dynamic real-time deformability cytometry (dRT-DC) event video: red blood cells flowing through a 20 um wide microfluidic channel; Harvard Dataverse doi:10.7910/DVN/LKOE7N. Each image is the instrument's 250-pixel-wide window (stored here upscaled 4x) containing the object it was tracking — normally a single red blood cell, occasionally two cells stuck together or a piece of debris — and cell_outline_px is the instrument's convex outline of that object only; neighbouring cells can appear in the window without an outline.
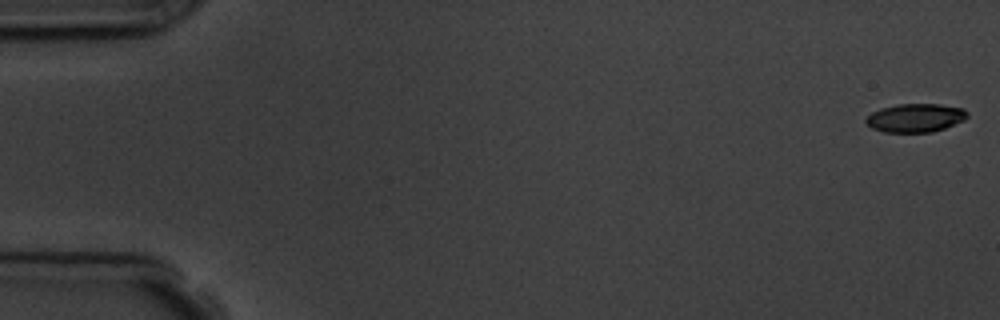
{"species": "common noctule bat (a hibernating species)", "species_latin": "Nyctalus noctula", "temperature_condition": "room temperature", "stored_images_in_passage": 5, "camera_frame_rate_fps": 3000, "um_per_image_px": 0.085, "animal": {"sex": "male", "body_mass_g": 19.5, "forearm_length_mm": 54.6}, "frame": {"image": 1, "passage_image": 1, "time_ms": 0.0, "image_size_px": [1000, 320], "cell_outline_px": [[968, 116], [964, 120], [944, 128], [932, 132], [884, 132], [872, 128], [864, 120], [872, 112], [880, 108], [900, 104], [940, 104], [964, 108], [968, 112]], "centroid_in_image_um": [77.82, 10.01], "position_along_channel_um": 7.2, "area_um2": 16.82}}
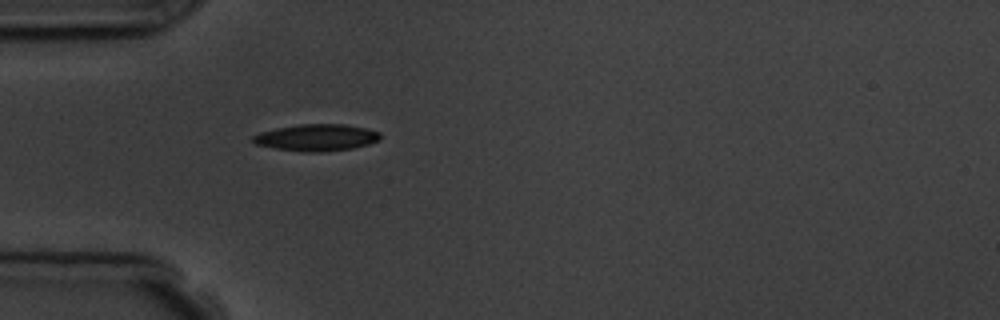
{"frame": {"image": 2, "passage_image": 5, "time_ms": 5.333, "image_size_px": [1000, 320], "cell_outline_px": [[380, 140], [368, 144], [352, 148], [324, 152], [304, 152], [276, 148], [256, 144], [252, 140], [252, 136], [260, 132], [276, 128], [300, 124], [344, 124], [364, 128], [380, 132]], "centroid_in_image_um": [26.91, 11.69], "position_along_channel_um": 58.1, "area_um2": 19.77}}